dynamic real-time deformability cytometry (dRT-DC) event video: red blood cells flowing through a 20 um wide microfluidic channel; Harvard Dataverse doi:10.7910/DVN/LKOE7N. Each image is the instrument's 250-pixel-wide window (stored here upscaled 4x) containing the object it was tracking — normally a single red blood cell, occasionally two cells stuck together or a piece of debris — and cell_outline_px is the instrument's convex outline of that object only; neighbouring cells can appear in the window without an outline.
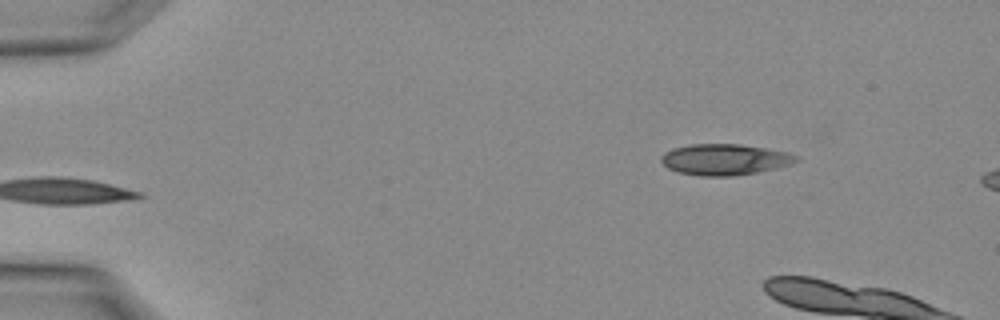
{"species": "Egyptian fruit bat (a non-hibernating species)", "species_latin": "Rousettus aegyptiacus", "temperature_condition": "warm", "stored_images_in_passage": 3, "segment_of_instrument_passage": [2, 2], "camera_frame_rate_fps": 3000, "um_per_image_px": 0.085, "animal": {"sex": "female"}, "frame": {"image": 1, "passage_image": 3, "time_ms": 0.667, "image_size_px": [1000, 320], "cell_outline_px": [[796, 160], [788, 164], [776, 168], [756, 172], [732, 176], [700, 176], [680, 172], [668, 168], [660, 160], [660, 156], [672, 148], [692, 144], [740, 144], [764, 148], [784, 152], [796, 156]], "centroid_in_image_um": [61.52, 13.56], "position_along_channel_um": 23.5, "area_um2": 23.99}}